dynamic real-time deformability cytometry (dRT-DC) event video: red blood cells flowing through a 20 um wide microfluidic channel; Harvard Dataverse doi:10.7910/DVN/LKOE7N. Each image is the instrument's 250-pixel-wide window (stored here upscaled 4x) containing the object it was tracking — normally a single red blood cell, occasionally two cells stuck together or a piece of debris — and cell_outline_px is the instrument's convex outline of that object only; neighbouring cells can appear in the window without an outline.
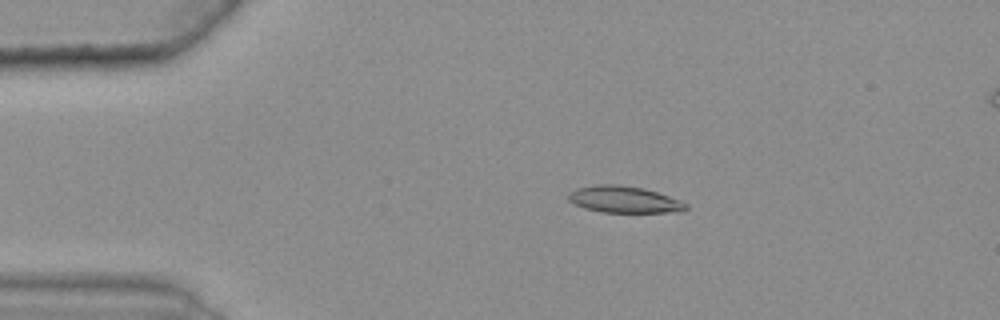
{"species": "common noctule bat (a hibernating species)", "species_latin": "Nyctalus noctula", "temperature_condition": "warm", "stored_images_in_passage": 49, "camera_frame_rate_fps": 3000, "um_per_image_px": 0.085, "animal": {"sex": "female", "body_mass_g": 25.1}, "frame": {"image": 1, "passage_image": 12, "time_ms": 3.667, "image_size_px": [1000, 320], "cell_outline_px": [[688, 208], [684, 212], [600, 212], [584, 208], [568, 200], [568, 192], [576, 188], [596, 184], [620, 184], [644, 188], [680, 200], [688, 204]], "centroid_in_image_um": [53.05, 16.95], "position_along_channel_um": 31.9, "area_um2": 18.44}}
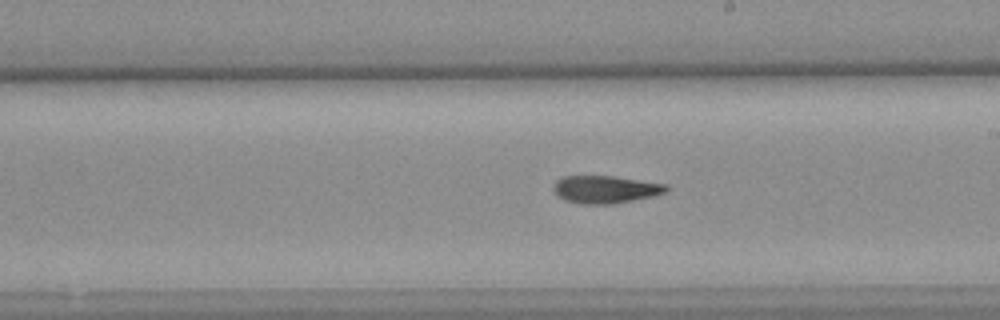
{"frame": {"image": 2, "passage_image": 33, "time_ms": 10.667, "image_size_px": [1000, 320], "cell_outline_px": [[668, 192], [652, 196], [612, 204], [580, 204], [564, 200], [552, 188], [556, 180], [560, 176], [616, 176], [668, 184]], "centroid_in_image_um": [51.47, 16.09], "position_along_channel_um": 237.5, "area_um2": 18.26}}
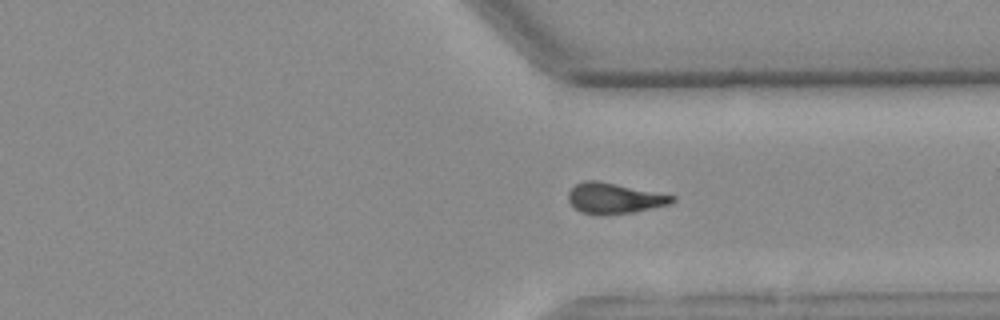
{"frame": {"image": 3, "passage_image": 43, "time_ms": 14.0, "image_size_px": [1000, 320], "cell_outline_px": [[676, 200], [668, 204], [632, 212], [580, 212], [568, 200], [568, 192], [576, 184], [584, 180], [600, 180], [676, 196]], "centroid_in_image_um": [52.22, 16.79], "position_along_channel_um": 359.2, "area_um2": 17.86}, "authors_computed_cell_mechanics": {"area_um2": 18.496, "velocity_mm_per_s": 3.6307, "shape_relaxation_time_tau1_ms": null, "shape_relaxation_time_tau2_ms": 4.8479, "deformation_change_tau1": null, "deformation_change_tau2": 0.1408}}